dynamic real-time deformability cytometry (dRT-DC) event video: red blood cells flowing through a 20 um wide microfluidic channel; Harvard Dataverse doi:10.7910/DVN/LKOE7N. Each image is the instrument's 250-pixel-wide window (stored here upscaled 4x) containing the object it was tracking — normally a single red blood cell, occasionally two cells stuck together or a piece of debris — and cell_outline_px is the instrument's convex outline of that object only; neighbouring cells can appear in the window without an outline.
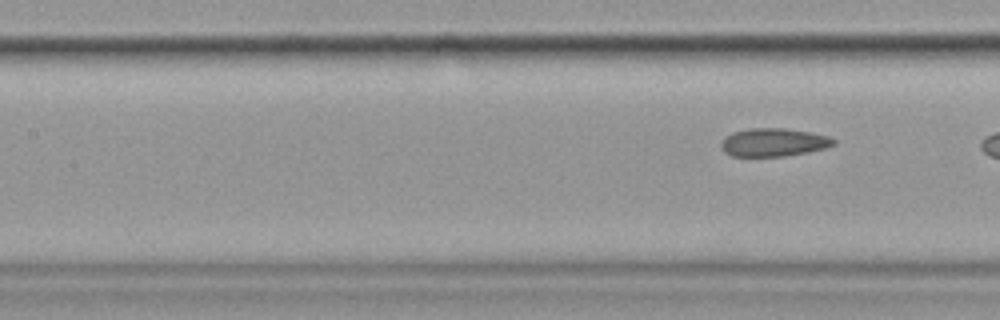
{"species": "common noctule bat (a hibernating species)", "species_latin": "Nyctalus noctula", "temperature_condition": "cold", "stored_images_in_passage": 7, "segment_of_instrument_passage": [2, 2], "camera_frame_rate_fps": 3000, "um_per_image_px": 0.085, "animal": {"sex": "female", "body_mass_g": 19.9}, "frame": {"image": 1, "passage_image": 7, "time_ms": 7.667, "image_size_px": [1000, 320], "cell_outline_px": [[836, 144], [824, 148], [808, 152], [784, 156], [732, 156], [724, 152], [720, 148], [720, 140], [724, 136], [732, 132], [748, 128], [784, 128], [812, 132], [828, 136], [836, 140]], "centroid_in_image_um": [65.71, 12.09], "position_along_channel_um": 141.7, "area_um2": 18.73}}